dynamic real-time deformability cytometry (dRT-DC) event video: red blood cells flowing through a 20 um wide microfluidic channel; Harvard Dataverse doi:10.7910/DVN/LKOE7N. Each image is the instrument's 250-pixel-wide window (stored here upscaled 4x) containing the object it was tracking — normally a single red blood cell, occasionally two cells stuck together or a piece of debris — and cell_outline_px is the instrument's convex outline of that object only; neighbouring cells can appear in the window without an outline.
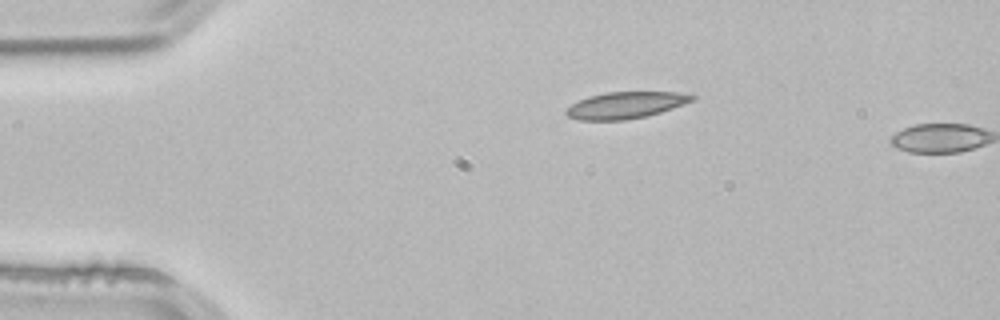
{"species": "common noctule bat (a hibernating species)", "species_latin": "Nyctalus noctula", "temperature_condition": "room temperature", "stored_images_in_passage": 2, "camera_frame_rate_fps": 3000, "um_per_image_px": 0.085, "animal": {"sex": "male", "body_mass_g": 21.5, "forearm_length_mm": 52.0}, "frame": {"image": 1, "passage_image": 1, "time_ms": 0.0, "image_size_px": [1000, 320], "cell_outline_px": [[696, 100], [648, 116], [624, 120], [580, 120], [568, 116], [564, 112], [564, 108], [588, 96], [608, 92], [680, 92], [696, 96]], "centroid_in_image_um": [53.18, 8.94], "position_along_channel_um": 31.8, "area_um2": 19.59}}